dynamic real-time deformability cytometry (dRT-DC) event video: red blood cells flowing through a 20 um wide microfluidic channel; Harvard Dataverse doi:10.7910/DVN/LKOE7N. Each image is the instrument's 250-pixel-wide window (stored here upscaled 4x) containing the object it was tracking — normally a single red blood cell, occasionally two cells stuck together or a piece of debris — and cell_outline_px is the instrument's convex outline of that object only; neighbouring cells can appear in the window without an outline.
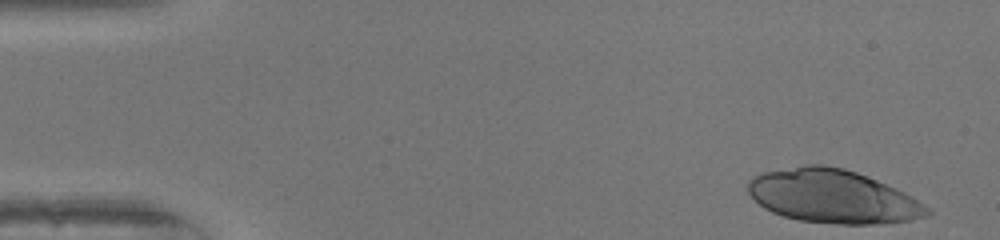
{"species": "human", "species_latin": "Homo sapiens", "temperature_condition": "warm", "stored_images_in_passage": 48, "camera_frame_rate_fps": 3000, "um_per_image_px": 0.085, "donor": {"sex": "female"}, "frame": {"image": 1, "passage_image": 1, "time_ms": 0.0, "image_size_px": [1000, 240], "cell_outline_px": [[932, 212], [924, 216], [912, 220], [880, 224], [836, 224], [800, 220], [784, 216], [772, 212], [764, 208], [748, 192], [748, 184], [752, 176], [764, 172], [804, 164], [824, 164], [844, 168], [868, 176], [896, 188], [904, 192], [928, 208]], "centroid_in_image_um": [70.77, 16.68], "position_along_channel_um": 14.2, "area_um2": 55.66}}